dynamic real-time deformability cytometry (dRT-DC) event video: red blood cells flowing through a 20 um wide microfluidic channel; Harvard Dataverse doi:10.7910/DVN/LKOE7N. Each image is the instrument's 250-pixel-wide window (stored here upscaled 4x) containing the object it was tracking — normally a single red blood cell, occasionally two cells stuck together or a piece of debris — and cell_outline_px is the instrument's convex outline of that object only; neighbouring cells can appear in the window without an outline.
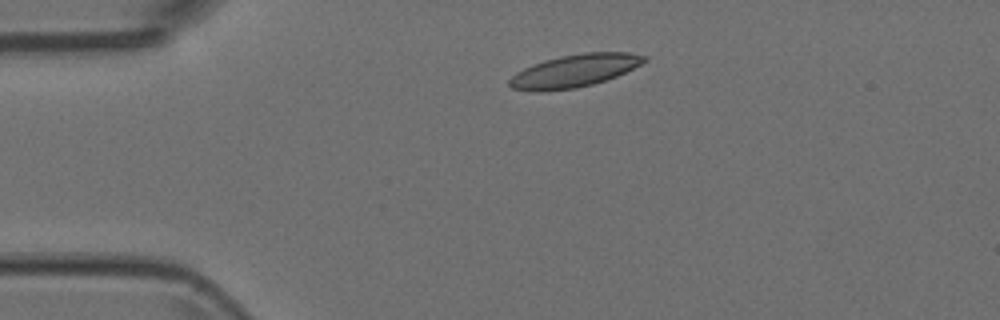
{"species": "Egyptian fruit bat (a non-hibernating species)", "species_latin": "Rousettus aegyptiacus", "temperature_condition": "room temperature", "stored_images_in_passage": 2, "camera_frame_rate_fps": 3000, "um_per_image_px": 0.085, "animal": {"sex": "female"}, "frame": {"image": 1, "passage_image": 1, "time_ms": 0.0, "image_size_px": [1000, 320], "cell_outline_px": [[648, 60], [616, 76], [592, 84], [576, 88], [544, 92], [532, 92], [512, 88], [508, 84], [508, 80], [516, 72], [532, 64], [544, 60], [560, 56], [584, 52], [628, 52], [648, 56]], "centroid_in_image_um": [48.79, 6.02], "position_along_channel_um": 36.2, "area_um2": 25.78}}